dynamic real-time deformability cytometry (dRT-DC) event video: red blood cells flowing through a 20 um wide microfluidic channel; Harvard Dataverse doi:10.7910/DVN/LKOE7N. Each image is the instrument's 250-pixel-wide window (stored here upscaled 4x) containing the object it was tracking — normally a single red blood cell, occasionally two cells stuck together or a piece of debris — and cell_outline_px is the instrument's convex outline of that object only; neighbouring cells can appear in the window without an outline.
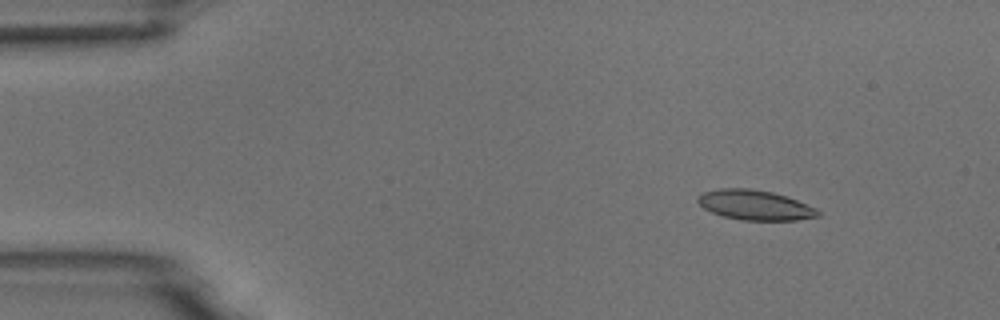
{"species": "common noctule bat (a hibernating species)", "species_latin": "Nyctalus noctula", "temperature_condition": "room temperature", "stored_images_in_passage": 4, "camera_frame_rate_fps": 3000, "um_per_image_px": 0.085, "animal": {"sex": "male", "body_mass_g": 18.8}, "frame": {"image": 1, "passage_image": 1, "time_ms": 0.0, "image_size_px": [1000, 320], "cell_outline_px": [[820, 216], [796, 220], [740, 220], [724, 216], [712, 212], [704, 208], [696, 200], [704, 192], [720, 188], [752, 188], [772, 192], [796, 200], [816, 208], [820, 212]], "centroid_in_image_um": [64.18, 17.43], "position_along_channel_um": 20.8, "area_um2": 20.75}}
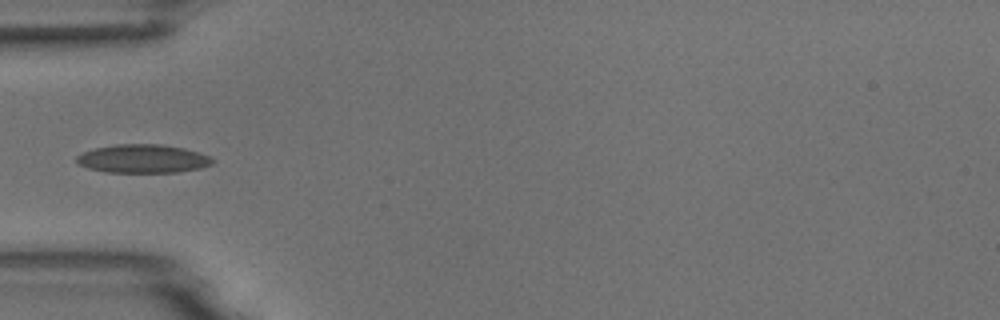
{"frame": {"image": 2, "passage_image": 4, "time_ms": 1.0, "image_size_px": [1000, 320], "cell_outline_px": [[216, 160], [212, 164], [200, 168], [176, 172], [104, 172], [88, 168], [80, 164], [76, 160], [76, 156], [84, 152], [96, 148], [116, 144], [160, 144], [184, 148], [208, 156]], "centroid_in_image_um": [12.15, 13.49], "position_along_channel_um": 72.9, "area_um2": 22.37}}